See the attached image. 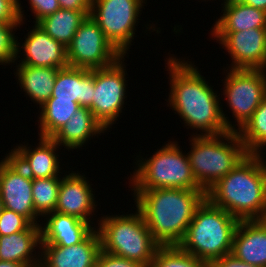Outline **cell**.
<instances>
[{"label":"cell","instance_id":"cell-22","mask_svg":"<svg viewBox=\"0 0 266 267\" xmlns=\"http://www.w3.org/2000/svg\"><path fill=\"white\" fill-rule=\"evenodd\" d=\"M105 132L106 129L95 118L92 111L89 108L81 107L51 138L60 147L63 146L69 151L84 147L83 145H86L93 136L98 137L99 134Z\"/></svg>","mask_w":266,"mask_h":267},{"label":"cell","instance_id":"cell-30","mask_svg":"<svg viewBox=\"0 0 266 267\" xmlns=\"http://www.w3.org/2000/svg\"><path fill=\"white\" fill-rule=\"evenodd\" d=\"M23 23L0 22V65L16 63L18 39L14 34L15 29L20 28Z\"/></svg>","mask_w":266,"mask_h":267},{"label":"cell","instance_id":"cell-9","mask_svg":"<svg viewBox=\"0 0 266 267\" xmlns=\"http://www.w3.org/2000/svg\"><path fill=\"white\" fill-rule=\"evenodd\" d=\"M229 69L225 70L227 74L223 79L222 95L233 113L234 123L237 122L234 125L236 132L253 115L266 96V70Z\"/></svg>","mask_w":266,"mask_h":267},{"label":"cell","instance_id":"cell-31","mask_svg":"<svg viewBox=\"0 0 266 267\" xmlns=\"http://www.w3.org/2000/svg\"><path fill=\"white\" fill-rule=\"evenodd\" d=\"M31 223L22 215L4 208L0 214V236L26 230Z\"/></svg>","mask_w":266,"mask_h":267},{"label":"cell","instance_id":"cell-15","mask_svg":"<svg viewBox=\"0 0 266 267\" xmlns=\"http://www.w3.org/2000/svg\"><path fill=\"white\" fill-rule=\"evenodd\" d=\"M66 173L61 179L55 211L75 216L92 225L91 220L98 206L93 188L85 175L75 171Z\"/></svg>","mask_w":266,"mask_h":267},{"label":"cell","instance_id":"cell-34","mask_svg":"<svg viewBox=\"0 0 266 267\" xmlns=\"http://www.w3.org/2000/svg\"><path fill=\"white\" fill-rule=\"evenodd\" d=\"M34 14V24L60 9L58 0H28Z\"/></svg>","mask_w":266,"mask_h":267},{"label":"cell","instance_id":"cell-5","mask_svg":"<svg viewBox=\"0 0 266 267\" xmlns=\"http://www.w3.org/2000/svg\"><path fill=\"white\" fill-rule=\"evenodd\" d=\"M126 215H104L97 221L101 250L145 267L153 260L161 246L151 235L141 212Z\"/></svg>","mask_w":266,"mask_h":267},{"label":"cell","instance_id":"cell-14","mask_svg":"<svg viewBox=\"0 0 266 267\" xmlns=\"http://www.w3.org/2000/svg\"><path fill=\"white\" fill-rule=\"evenodd\" d=\"M32 28L33 29L27 33L28 36L26 35L23 43L17 41L16 60L20 57L19 54L24 53L22 54L23 58H20L21 60L18 61V65L58 69L67 67L66 47L53 39L36 23ZM21 51L23 52L21 53Z\"/></svg>","mask_w":266,"mask_h":267},{"label":"cell","instance_id":"cell-32","mask_svg":"<svg viewBox=\"0 0 266 267\" xmlns=\"http://www.w3.org/2000/svg\"><path fill=\"white\" fill-rule=\"evenodd\" d=\"M20 0H0V22L21 23L25 19Z\"/></svg>","mask_w":266,"mask_h":267},{"label":"cell","instance_id":"cell-28","mask_svg":"<svg viewBox=\"0 0 266 267\" xmlns=\"http://www.w3.org/2000/svg\"><path fill=\"white\" fill-rule=\"evenodd\" d=\"M61 179L62 176L33 179V203L38 216L44 218L55 211Z\"/></svg>","mask_w":266,"mask_h":267},{"label":"cell","instance_id":"cell-33","mask_svg":"<svg viewBox=\"0 0 266 267\" xmlns=\"http://www.w3.org/2000/svg\"><path fill=\"white\" fill-rule=\"evenodd\" d=\"M95 267H145L137 261L115 256L105 251H100Z\"/></svg>","mask_w":266,"mask_h":267},{"label":"cell","instance_id":"cell-39","mask_svg":"<svg viewBox=\"0 0 266 267\" xmlns=\"http://www.w3.org/2000/svg\"><path fill=\"white\" fill-rule=\"evenodd\" d=\"M243 2L244 0H224V3L221 4L222 5L221 7Z\"/></svg>","mask_w":266,"mask_h":267},{"label":"cell","instance_id":"cell-7","mask_svg":"<svg viewBox=\"0 0 266 267\" xmlns=\"http://www.w3.org/2000/svg\"><path fill=\"white\" fill-rule=\"evenodd\" d=\"M191 137L189 138L191 150L187 155L194 177L205 191L232 171L248 155L235 131L217 136L191 135Z\"/></svg>","mask_w":266,"mask_h":267},{"label":"cell","instance_id":"cell-10","mask_svg":"<svg viewBox=\"0 0 266 267\" xmlns=\"http://www.w3.org/2000/svg\"><path fill=\"white\" fill-rule=\"evenodd\" d=\"M124 57L121 56L108 67L95 69V90L89 109L107 131L116 123L125 107L128 80Z\"/></svg>","mask_w":266,"mask_h":267},{"label":"cell","instance_id":"cell-21","mask_svg":"<svg viewBox=\"0 0 266 267\" xmlns=\"http://www.w3.org/2000/svg\"><path fill=\"white\" fill-rule=\"evenodd\" d=\"M36 248L38 252L35 251ZM40 249L41 225L31 224L22 232L0 236V260L2 261L21 263L26 267H38Z\"/></svg>","mask_w":266,"mask_h":267},{"label":"cell","instance_id":"cell-40","mask_svg":"<svg viewBox=\"0 0 266 267\" xmlns=\"http://www.w3.org/2000/svg\"><path fill=\"white\" fill-rule=\"evenodd\" d=\"M3 209H4V206L2 204V200H1V196H0V214H1Z\"/></svg>","mask_w":266,"mask_h":267},{"label":"cell","instance_id":"cell-36","mask_svg":"<svg viewBox=\"0 0 266 267\" xmlns=\"http://www.w3.org/2000/svg\"><path fill=\"white\" fill-rule=\"evenodd\" d=\"M58 2L62 9L86 11L91 14V0H58Z\"/></svg>","mask_w":266,"mask_h":267},{"label":"cell","instance_id":"cell-8","mask_svg":"<svg viewBox=\"0 0 266 267\" xmlns=\"http://www.w3.org/2000/svg\"><path fill=\"white\" fill-rule=\"evenodd\" d=\"M145 1L91 0L90 16L122 56H127L126 53L130 52Z\"/></svg>","mask_w":266,"mask_h":267},{"label":"cell","instance_id":"cell-11","mask_svg":"<svg viewBox=\"0 0 266 267\" xmlns=\"http://www.w3.org/2000/svg\"><path fill=\"white\" fill-rule=\"evenodd\" d=\"M66 49L69 66L89 70L108 67L122 56L90 15L82 21Z\"/></svg>","mask_w":266,"mask_h":267},{"label":"cell","instance_id":"cell-24","mask_svg":"<svg viewBox=\"0 0 266 267\" xmlns=\"http://www.w3.org/2000/svg\"><path fill=\"white\" fill-rule=\"evenodd\" d=\"M222 15L211 32H239L250 28H266V11L243 3L222 7Z\"/></svg>","mask_w":266,"mask_h":267},{"label":"cell","instance_id":"cell-37","mask_svg":"<svg viewBox=\"0 0 266 267\" xmlns=\"http://www.w3.org/2000/svg\"><path fill=\"white\" fill-rule=\"evenodd\" d=\"M243 4L266 11V0H244Z\"/></svg>","mask_w":266,"mask_h":267},{"label":"cell","instance_id":"cell-16","mask_svg":"<svg viewBox=\"0 0 266 267\" xmlns=\"http://www.w3.org/2000/svg\"><path fill=\"white\" fill-rule=\"evenodd\" d=\"M23 144H17L8 154L32 179L51 178L63 174L56 151L59 145L52 138L39 137V143L33 150L31 145L28 147V143Z\"/></svg>","mask_w":266,"mask_h":267},{"label":"cell","instance_id":"cell-23","mask_svg":"<svg viewBox=\"0 0 266 267\" xmlns=\"http://www.w3.org/2000/svg\"><path fill=\"white\" fill-rule=\"evenodd\" d=\"M14 75L18 78L19 86L28 98L39 108L51 97L58 68L33 67L30 65H17Z\"/></svg>","mask_w":266,"mask_h":267},{"label":"cell","instance_id":"cell-6","mask_svg":"<svg viewBox=\"0 0 266 267\" xmlns=\"http://www.w3.org/2000/svg\"><path fill=\"white\" fill-rule=\"evenodd\" d=\"M178 142L169 141L149 158L136 159V169L130 177L132 191L177 188L204 190L196 181L188 155Z\"/></svg>","mask_w":266,"mask_h":267},{"label":"cell","instance_id":"cell-20","mask_svg":"<svg viewBox=\"0 0 266 267\" xmlns=\"http://www.w3.org/2000/svg\"><path fill=\"white\" fill-rule=\"evenodd\" d=\"M95 90V69L67 66L60 68L50 98L57 100H72L81 107L92 105Z\"/></svg>","mask_w":266,"mask_h":267},{"label":"cell","instance_id":"cell-25","mask_svg":"<svg viewBox=\"0 0 266 267\" xmlns=\"http://www.w3.org/2000/svg\"><path fill=\"white\" fill-rule=\"evenodd\" d=\"M87 16L89 14L86 11L60 8L55 13L42 18L36 24L67 48L80 24Z\"/></svg>","mask_w":266,"mask_h":267},{"label":"cell","instance_id":"cell-35","mask_svg":"<svg viewBox=\"0 0 266 267\" xmlns=\"http://www.w3.org/2000/svg\"><path fill=\"white\" fill-rule=\"evenodd\" d=\"M210 267H258L237 259L233 254L224 255L210 263Z\"/></svg>","mask_w":266,"mask_h":267},{"label":"cell","instance_id":"cell-13","mask_svg":"<svg viewBox=\"0 0 266 267\" xmlns=\"http://www.w3.org/2000/svg\"><path fill=\"white\" fill-rule=\"evenodd\" d=\"M216 42L229 53L231 69L266 70V28L239 32H211Z\"/></svg>","mask_w":266,"mask_h":267},{"label":"cell","instance_id":"cell-17","mask_svg":"<svg viewBox=\"0 0 266 267\" xmlns=\"http://www.w3.org/2000/svg\"><path fill=\"white\" fill-rule=\"evenodd\" d=\"M101 251L100 236L95 228L82 242L69 247L41 245V267H95Z\"/></svg>","mask_w":266,"mask_h":267},{"label":"cell","instance_id":"cell-12","mask_svg":"<svg viewBox=\"0 0 266 267\" xmlns=\"http://www.w3.org/2000/svg\"><path fill=\"white\" fill-rule=\"evenodd\" d=\"M0 160V196L4 208L24 216L31 224L40 225L35 213L33 179L9 155Z\"/></svg>","mask_w":266,"mask_h":267},{"label":"cell","instance_id":"cell-29","mask_svg":"<svg viewBox=\"0 0 266 267\" xmlns=\"http://www.w3.org/2000/svg\"><path fill=\"white\" fill-rule=\"evenodd\" d=\"M149 267H210V263L172 245L160 246Z\"/></svg>","mask_w":266,"mask_h":267},{"label":"cell","instance_id":"cell-26","mask_svg":"<svg viewBox=\"0 0 266 267\" xmlns=\"http://www.w3.org/2000/svg\"><path fill=\"white\" fill-rule=\"evenodd\" d=\"M79 108L81 105L78 102L49 98L40 107V117L38 116L39 137L51 138Z\"/></svg>","mask_w":266,"mask_h":267},{"label":"cell","instance_id":"cell-3","mask_svg":"<svg viewBox=\"0 0 266 267\" xmlns=\"http://www.w3.org/2000/svg\"><path fill=\"white\" fill-rule=\"evenodd\" d=\"M206 198L238 220L266 219V159L248 154L206 191Z\"/></svg>","mask_w":266,"mask_h":267},{"label":"cell","instance_id":"cell-4","mask_svg":"<svg viewBox=\"0 0 266 267\" xmlns=\"http://www.w3.org/2000/svg\"><path fill=\"white\" fill-rule=\"evenodd\" d=\"M240 220L207 198L197 207L186 234L178 246L198 259L211 263L232 252Z\"/></svg>","mask_w":266,"mask_h":267},{"label":"cell","instance_id":"cell-19","mask_svg":"<svg viewBox=\"0 0 266 267\" xmlns=\"http://www.w3.org/2000/svg\"><path fill=\"white\" fill-rule=\"evenodd\" d=\"M231 254L250 265L266 267V219L240 220Z\"/></svg>","mask_w":266,"mask_h":267},{"label":"cell","instance_id":"cell-18","mask_svg":"<svg viewBox=\"0 0 266 267\" xmlns=\"http://www.w3.org/2000/svg\"><path fill=\"white\" fill-rule=\"evenodd\" d=\"M44 219H46L44 220L46 223L40 222L41 245L63 247L76 245L82 242L96 227L75 216L56 211L47 214Z\"/></svg>","mask_w":266,"mask_h":267},{"label":"cell","instance_id":"cell-38","mask_svg":"<svg viewBox=\"0 0 266 267\" xmlns=\"http://www.w3.org/2000/svg\"><path fill=\"white\" fill-rule=\"evenodd\" d=\"M0 267H26V266L21 263L0 260Z\"/></svg>","mask_w":266,"mask_h":267},{"label":"cell","instance_id":"cell-27","mask_svg":"<svg viewBox=\"0 0 266 267\" xmlns=\"http://www.w3.org/2000/svg\"><path fill=\"white\" fill-rule=\"evenodd\" d=\"M248 154H263L266 147V96L246 123L236 131Z\"/></svg>","mask_w":266,"mask_h":267},{"label":"cell","instance_id":"cell-1","mask_svg":"<svg viewBox=\"0 0 266 267\" xmlns=\"http://www.w3.org/2000/svg\"><path fill=\"white\" fill-rule=\"evenodd\" d=\"M167 58L165 68L168 67L171 88L167 105L177 112L187 128L202 132L193 136H217L234 131V124L221 108L220 93L217 95L196 65L172 54Z\"/></svg>","mask_w":266,"mask_h":267},{"label":"cell","instance_id":"cell-2","mask_svg":"<svg viewBox=\"0 0 266 267\" xmlns=\"http://www.w3.org/2000/svg\"><path fill=\"white\" fill-rule=\"evenodd\" d=\"M132 192L136 208L161 246L178 245L183 240L195 210L206 198L205 190L161 188Z\"/></svg>","mask_w":266,"mask_h":267}]
</instances>
